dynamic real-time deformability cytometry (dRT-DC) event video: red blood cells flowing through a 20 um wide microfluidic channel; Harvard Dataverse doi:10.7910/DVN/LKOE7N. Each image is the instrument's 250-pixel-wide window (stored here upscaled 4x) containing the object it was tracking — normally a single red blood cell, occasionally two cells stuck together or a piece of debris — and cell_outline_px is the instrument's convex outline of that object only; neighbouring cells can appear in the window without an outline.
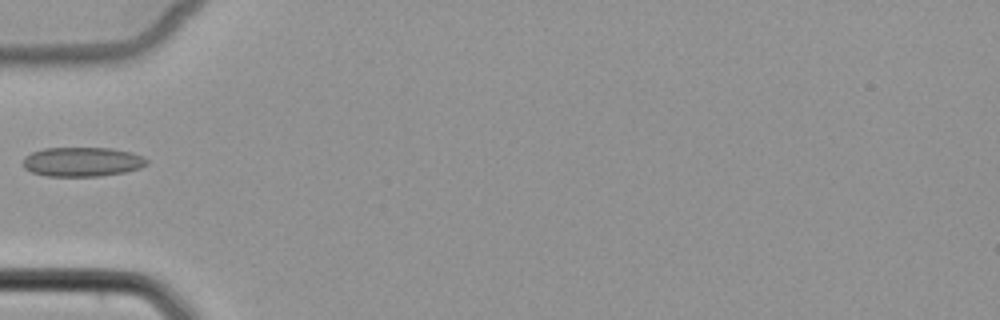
{"species": "common noctule bat (a hibernating species)", "species_latin": "Nyctalus noctula", "temperature_condition": "cold", "stored_images_in_passage": 5, "camera_frame_rate_fps": 3000, "um_per_image_px": 0.085, "animal": {"sex": "female", "body_mass_g": 22.7, "forearm_length_mm": 54.2}, "frame": {"image": 1, "passage_image": 5, "time_ms": 5.667, "image_size_px": [1000, 320], "cell_outline_px": [[148, 164], [140, 168], [124, 172], [100, 176], [44, 176], [32, 172], [24, 168], [24, 156], [32, 152], [44, 148], [112, 148], [132, 152], [144, 156], [148, 160]], "centroid_in_image_um": [7.01, 13.75], "position_along_channel_um": 78.0, "area_um2": 21.33}}